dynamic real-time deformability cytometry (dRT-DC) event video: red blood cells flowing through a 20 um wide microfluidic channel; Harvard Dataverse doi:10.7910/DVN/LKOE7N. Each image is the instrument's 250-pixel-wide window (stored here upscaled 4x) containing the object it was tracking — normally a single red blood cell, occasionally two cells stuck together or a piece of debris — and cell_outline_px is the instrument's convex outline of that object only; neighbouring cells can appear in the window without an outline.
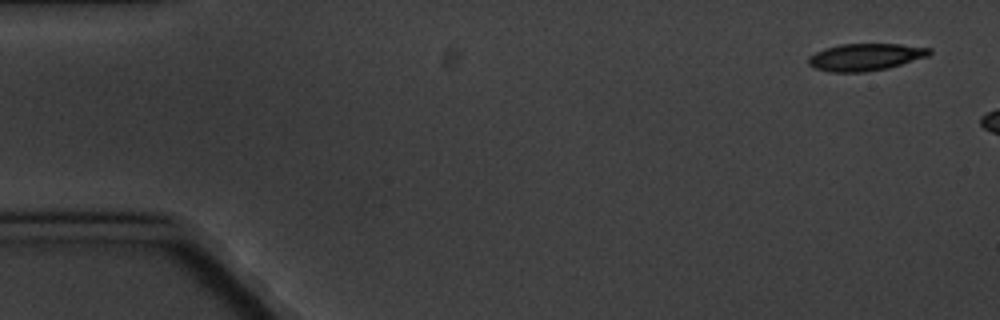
{"species": "common noctule bat (a hibernating species)", "species_latin": "Nyctalus noctula", "temperature_condition": "cold", "stored_images_in_passage": 3, "camera_frame_rate_fps": 3000, "um_per_image_px": 0.085, "animal": {"sex": "male", "body_mass_g": 20.1, "forearm_length_mm": 53.5}, "frame": {"image": 1, "passage_image": 1, "time_ms": 0.0, "image_size_px": [1000, 320], "cell_outline_px": [[932, 52], [928, 56], [888, 68], [864, 72], [828, 72], [816, 68], [808, 64], [808, 56], [824, 48], [840, 44], [900, 44], [932, 48]], "centroid_in_image_um": [73.55, 4.84], "position_along_channel_um": 11.5, "area_um2": 19.19}}